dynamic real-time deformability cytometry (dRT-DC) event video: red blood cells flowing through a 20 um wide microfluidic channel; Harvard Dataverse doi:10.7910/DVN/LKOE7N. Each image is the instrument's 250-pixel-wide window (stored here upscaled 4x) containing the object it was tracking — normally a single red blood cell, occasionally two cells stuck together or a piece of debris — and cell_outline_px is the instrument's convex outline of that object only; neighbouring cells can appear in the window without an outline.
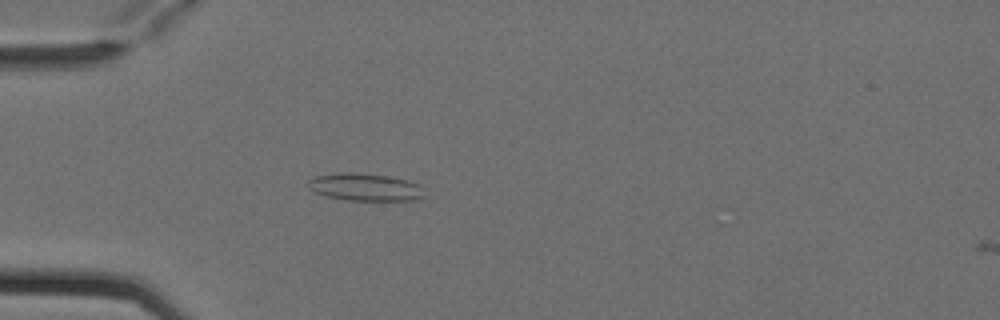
{"species": "Egyptian fruit bat (a non-hibernating species)", "species_latin": "Rousettus aegyptiacus", "temperature_condition": "cold", "stored_images_in_passage": 5, "camera_frame_rate_fps": 3000, "um_per_image_px": 0.085, "animal": {"sex": "female"}, "frame": {"image": 1, "passage_image": 4, "time_ms": 1.0, "image_size_px": [1000, 320], "cell_outline_px": [[424, 196], [412, 200], [348, 200], [324, 196], [308, 188], [308, 180], [316, 176], [340, 172], [352, 172], [388, 176], [408, 180], [420, 184]], "centroid_in_image_um": [31.01, 15.9], "position_along_channel_um": 54.0, "area_um2": 18.55}}